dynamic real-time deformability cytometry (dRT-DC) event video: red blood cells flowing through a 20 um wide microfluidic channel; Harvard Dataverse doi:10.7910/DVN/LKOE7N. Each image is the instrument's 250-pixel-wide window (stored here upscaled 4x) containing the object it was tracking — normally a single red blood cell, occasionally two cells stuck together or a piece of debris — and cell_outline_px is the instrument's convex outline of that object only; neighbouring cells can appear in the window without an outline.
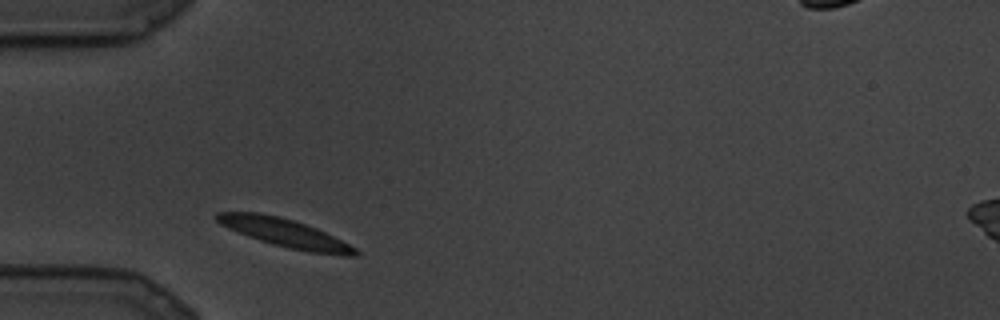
{"species": "common noctule bat (a hibernating species)", "species_latin": "Nyctalus noctula", "temperature_condition": "cold", "stored_images_in_passage": 17, "camera_frame_rate_fps": 3000, "um_per_image_px": 0.085, "animal": {"sex": "male", "body_mass_g": 19.5, "forearm_length_mm": 54.6}, "frame": {"image": 1, "passage_image": 1, "time_ms": 0.0, "image_size_px": [1000, 320], "cell_outline_px": [[360, 256], [344, 256], [308, 252], [272, 244], [248, 236], [228, 228], [220, 224], [216, 220], [216, 212], [256, 212], [280, 216], [316, 228], [356, 248], [360, 252]], "centroid_in_image_um": [24.23, 19.81], "position_along_channel_um": 60.8, "area_um2": 22.66}}
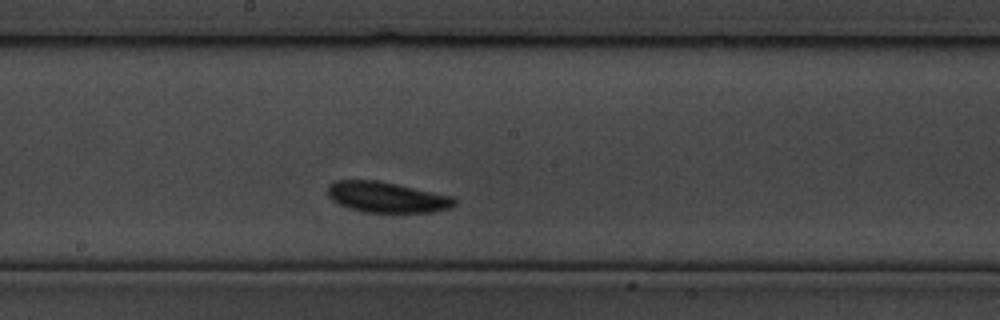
{"frame": {"image": 2, "passage_image": 8, "time_ms": 2.333, "image_size_px": [1000, 320], "cell_outline_px": [[456, 204], [448, 208], [432, 212], [364, 212], [348, 208], [332, 200], [328, 196], [328, 184], [336, 180], [376, 180], [396, 184], [452, 196], [456, 200]], "centroid_in_image_um": [32.84, 16.76], "position_along_channel_um": 215.4, "area_um2": 22.48}}
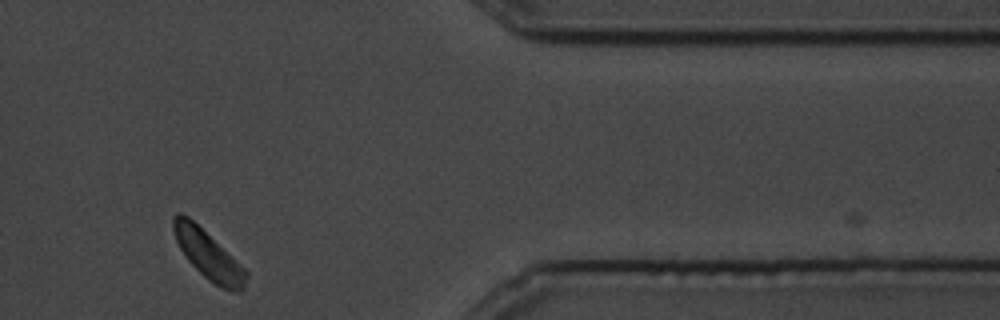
{"frame": {"image": 3, "passage_image": 16, "time_ms": 5.0, "image_size_px": [1000, 320], "cell_outline_px": [[248, 276], [244, 288], [240, 292], [236, 292], [224, 288], [208, 280], [188, 260], [180, 248], [176, 240], [172, 228], [172, 216], [176, 212], [180, 212], [188, 216], [240, 264], [248, 272]], "centroid_in_image_um": [17.68, 21.65], "position_along_channel_um": 393.7, "area_um2": 20.11}}